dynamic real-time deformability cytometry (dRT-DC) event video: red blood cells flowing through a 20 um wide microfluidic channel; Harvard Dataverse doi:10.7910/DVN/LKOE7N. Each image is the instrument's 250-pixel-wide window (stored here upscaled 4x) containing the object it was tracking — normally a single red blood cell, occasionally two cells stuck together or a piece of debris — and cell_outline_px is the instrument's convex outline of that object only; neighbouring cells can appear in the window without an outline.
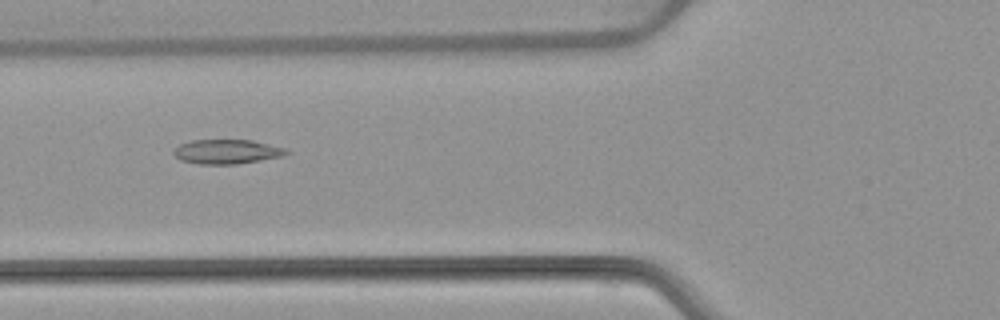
{"species": "common noctule bat (a hibernating species)", "species_latin": "Nyctalus noctula", "temperature_condition": "warm", "stored_images_in_passage": 54, "camera_frame_rate_fps": 3000, "um_per_image_px": 0.085, "animal": {"sex": "female", "body_mass_g": 22.7, "forearm_length_mm": 54.2}, "frame": {"image": 1, "passage_image": 21, "time_ms": 6.667, "image_size_px": [1000, 320], "cell_outline_px": [[292, 152], [280, 156], [260, 160], [236, 164], [196, 164], [180, 160], [172, 152], [180, 144], [192, 140], [252, 140], [288, 148]], "centroid_in_image_um": [19.3, 12.89], "position_along_channel_um": 106.5, "area_um2": 16.07}}
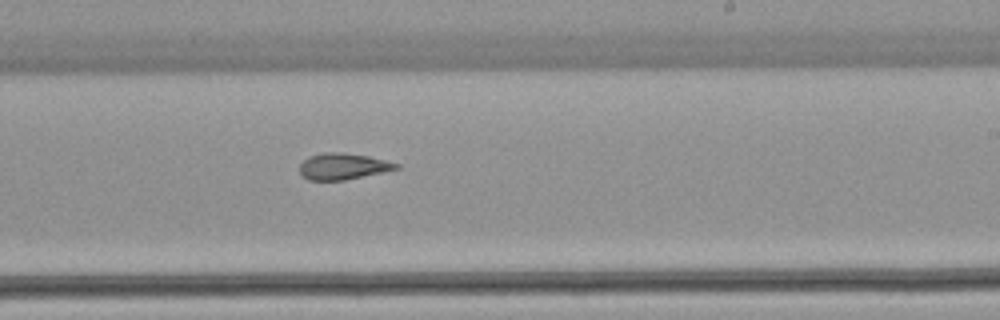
{"frame": {"image": 2, "passage_image": 33, "time_ms": 10.667, "image_size_px": [1000, 320], "cell_outline_px": [[400, 168], [344, 180], [308, 180], [300, 172], [300, 164], [308, 156], [324, 152], [340, 152], [368, 156], [400, 164]], "centroid_in_image_um": [29.13, 14.13], "position_along_channel_um": 259.9, "area_um2": 14.62}}
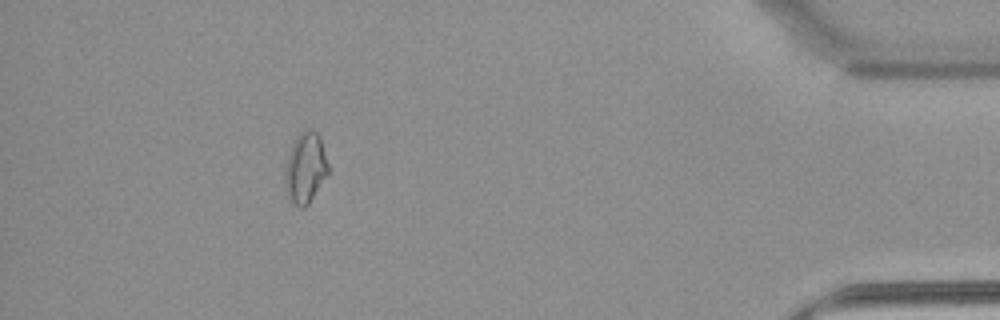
{"frame": {"image": 3, "passage_image": 49, "time_ms": 16.0, "image_size_px": [1000, 320], "cell_outline_px": [[328, 172], [308, 204], [304, 208], [300, 208], [292, 204], [284, 180], [284, 172], [288, 156], [292, 144], [296, 136], [304, 128], [312, 128], [316, 132], [320, 140], [328, 164]], "centroid_in_image_um": [25.93, 14.25], "position_along_channel_um": 409.3, "area_um2": 17.51}, "authors_computed_cell_mechanics": {"area_um2": 16.3574, "velocity_mm_per_s": 3.8364, "shape_relaxation_time_tau1_ms": null, "shape_relaxation_time_tau2_ms": 3.6909, "deformation_change_tau1": null, "deformation_change_tau2": 0.1025}}